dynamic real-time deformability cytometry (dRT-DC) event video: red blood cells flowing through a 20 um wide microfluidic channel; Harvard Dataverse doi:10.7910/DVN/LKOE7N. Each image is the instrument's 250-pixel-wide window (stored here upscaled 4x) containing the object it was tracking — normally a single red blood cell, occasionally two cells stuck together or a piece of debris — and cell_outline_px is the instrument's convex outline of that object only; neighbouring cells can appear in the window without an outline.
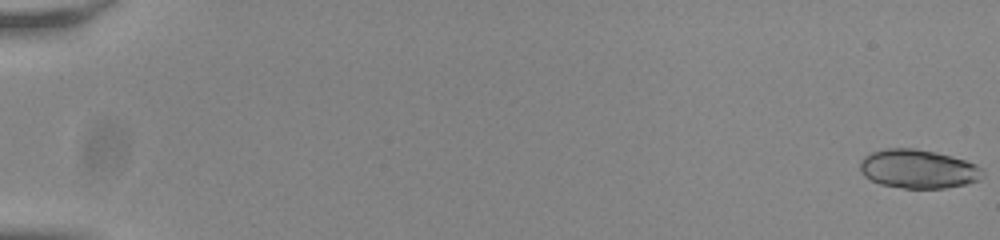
{"species": "common noctule bat (a hibernating species)", "species_latin": "Nyctalus noctula", "temperature_condition": "room temperature", "stored_images_in_passage": 20, "camera_frame_rate_fps": 3000, "um_per_image_px": 0.085, "animal": {"sex": "male", "body_mass_g": 20.0, "forearm_length_mm": 53.3}, "frame": {"image": 1, "passage_image": 1, "time_ms": 0.0, "image_size_px": [1000, 240], "cell_outline_px": [[984, 176], [980, 180], [968, 184], [944, 188], [904, 188], [880, 184], [864, 176], [860, 172], [860, 160], [864, 156], [872, 152], [884, 148], [916, 148], [936, 152], [952, 156], [976, 164], [984, 168]], "centroid_in_image_um": [78.07, 14.36], "position_along_channel_um": 6.9, "area_um2": 28.09}}
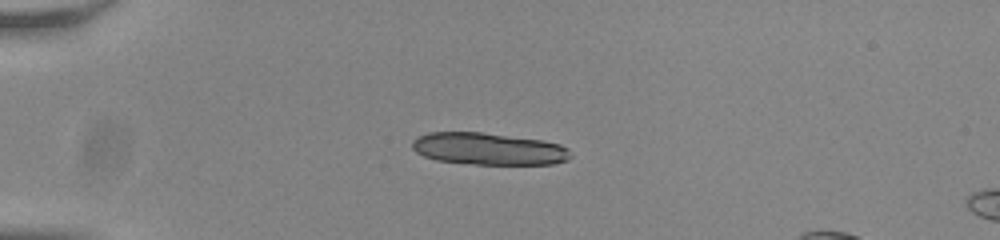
{"frame": {"image": 2, "passage_image": 16, "time_ms": 5.0, "image_size_px": [1000, 240], "cell_outline_px": [[572, 156], [568, 160], [552, 164], [476, 164], [436, 160], [424, 156], [416, 152], [412, 148], [412, 140], [416, 136], [428, 132], [480, 132], [540, 140], [560, 144], [568, 148]], "centroid_in_image_um": [41.5, 12.65], "position_along_channel_um": 43.5, "area_um2": 29.59}}